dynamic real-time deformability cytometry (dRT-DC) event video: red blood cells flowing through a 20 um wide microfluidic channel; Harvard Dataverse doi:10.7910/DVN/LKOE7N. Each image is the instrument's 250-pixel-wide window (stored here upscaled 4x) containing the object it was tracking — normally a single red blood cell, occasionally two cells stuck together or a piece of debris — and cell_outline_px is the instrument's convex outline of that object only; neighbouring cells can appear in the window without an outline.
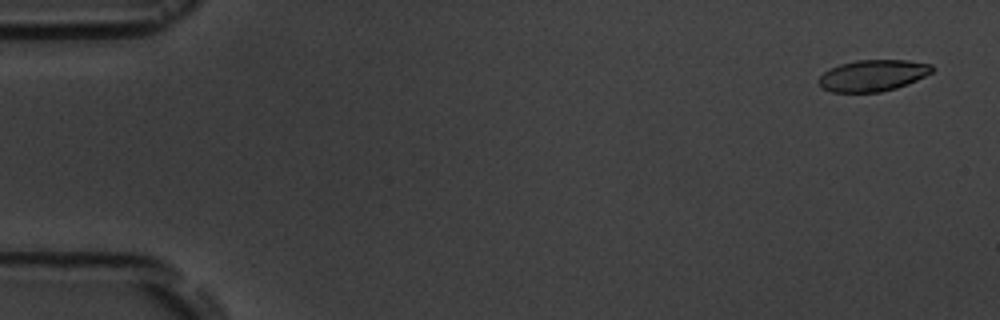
{"species": "common noctule bat (a hibernating species)", "species_latin": "Nyctalus noctula", "temperature_condition": "room temperature", "stored_images_in_passage": 5, "camera_frame_rate_fps": 3000, "um_per_image_px": 0.085, "animal": {"sex": "male", "body_mass_g": 19.5, "forearm_length_mm": 54.6}, "frame": {"image": 1, "passage_image": 1, "time_ms": 0.0, "image_size_px": [1000, 320], "cell_outline_px": [[932, 72], [908, 84], [896, 88], [880, 92], [832, 92], [820, 88], [816, 80], [828, 68], [840, 64], [856, 60], [908, 60], [932, 64]], "centroid_in_image_um": [74.13, 6.42], "position_along_channel_um": 10.9, "area_um2": 20.92}}
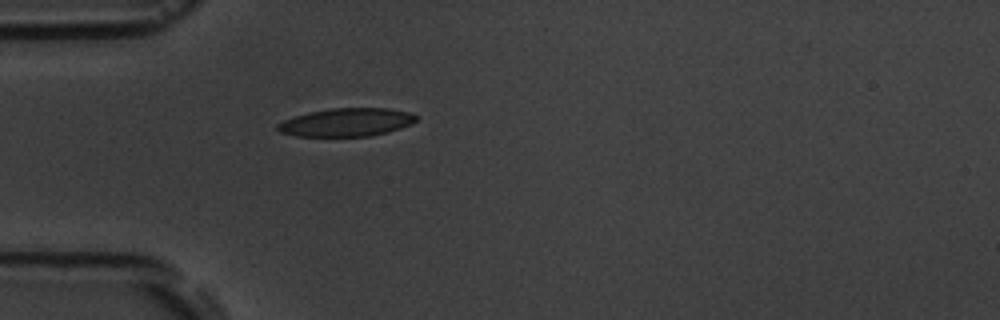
{"frame": {"image": 2, "passage_image": 5, "time_ms": 4.667, "image_size_px": [1000, 320], "cell_outline_px": [[416, 120], [412, 124], [400, 128], [368, 136], [296, 136], [280, 132], [276, 128], [276, 124], [284, 120], [308, 112], [332, 108], [388, 108], [408, 112], [416, 116]], "centroid_in_image_um": [29.42, 10.39], "position_along_channel_um": 55.6, "area_um2": 22.54}}